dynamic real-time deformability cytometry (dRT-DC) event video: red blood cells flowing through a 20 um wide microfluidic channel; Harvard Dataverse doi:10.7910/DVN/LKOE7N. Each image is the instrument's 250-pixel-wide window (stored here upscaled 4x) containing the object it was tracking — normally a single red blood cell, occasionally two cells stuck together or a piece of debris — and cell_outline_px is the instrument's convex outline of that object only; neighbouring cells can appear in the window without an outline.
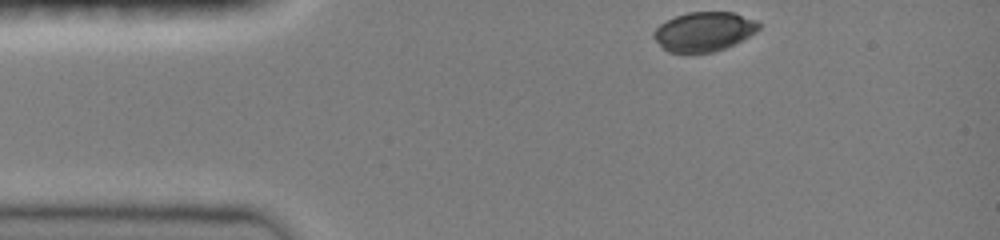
{"species": "common noctule bat (a hibernating species)", "species_latin": "Nyctalus noctula", "temperature_condition": "room temperature", "stored_images_in_passage": 35, "camera_frame_rate_fps": 3000, "um_per_image_px": 0.085, "animal": {"sex": "female", "body_mass_g": 19.0, "forearm_length_mm": 51.5}, "frame": {"image": 1, "passage_image": 1, "time_ms": 0.0, "image_size_px": [1000, 240], "cell_outline_px": [[760, 28], [756, 32], [724, 48], [712, 52], [668, 52], [652, 36], [652, 32], [660, 24], [676, 16], [688, 12], [736, 12], [756, 20], [760, 24]], "centroid_in_image_um": [59.84, 2.66], "position_along_channel_um": 25.2, "area_um2": 23.81}}
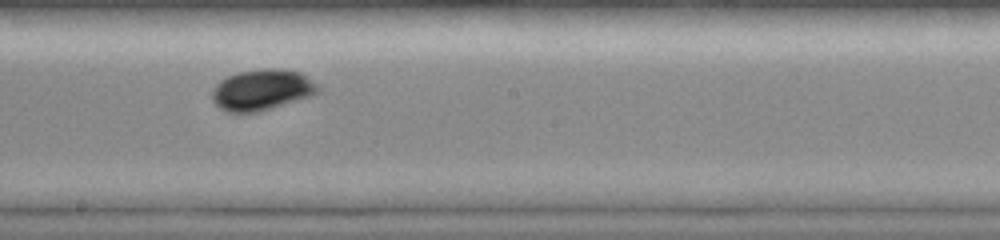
{"frame": {"image": 2, "passage_image": 20, "time_ms": 6.333, "image_size_px": [1000, 240], "cell_outline_px": [[320, 88], [312, 96], [260, 112], [228, 112], [220, 108], [212, 100], [212, 88], [220, 80], [236, 72], [260, 68], [284, 68], [300, 72], [320, 84]], "centroid_in_image_um": [22.28, 7.62], "position_along_channel_um": 225.9, "area_um2": 25.72}}
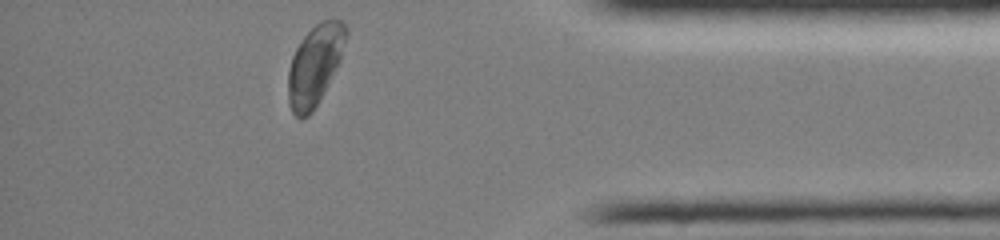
{"frame": {"image": 3, "passage_image": 35, "time_ms": 11.333, "image_size_px": [1000, 240], "cell_outline_px": [[348, 32], [340, 60], [336, 68], [312, 112], [308, 116], [300, 120], [292, 112], [288, 104], [288, 68], [292, 56], [296, 48], [304, 36], [320, 20], [340, 20], [348, 28]], "centroid_in_image_um": [26.74, 5.54], "position_along_channel_um": 408.5, "area_um2": 26.82}, "authors_computed_cell_mechanics": {"area_um2": 25.0852, "velocity_mm_per_s": 4.0068, "shape_relaxation_time_tau1_ms": 3.7954, "shape_relaxation_time_tau2_ms": null, "deformation_change_tau1": 0.1317, "deformation_change_tau2": null}}